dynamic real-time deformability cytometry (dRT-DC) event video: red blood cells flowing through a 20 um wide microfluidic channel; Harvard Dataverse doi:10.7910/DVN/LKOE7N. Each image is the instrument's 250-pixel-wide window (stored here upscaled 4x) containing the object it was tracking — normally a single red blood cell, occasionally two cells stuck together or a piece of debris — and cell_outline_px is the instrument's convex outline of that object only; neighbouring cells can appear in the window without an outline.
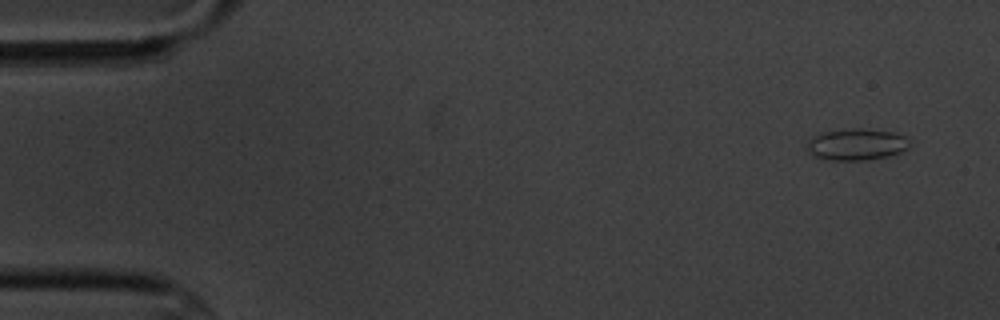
{"species": "common noctule bat (a hibernating species)", "species_latin": "Nyctalus noctula", "temperature_condition": "cold", "stored_images_in_passage": 3, "segment_of_instrument_passage": [1, 2], "camera_frame_rate_fps": 3000, "um_per_image_px": 0.085, "animal": {"sex": "male", "body_mass_g": 20.1, "forearm_length_mm": 53.5}, "frame": {"image": 1, "passage_image": 1, "time_ms": 0.0, "image_size_px": [1000, 320], "cell_outline_px": [[912, 144], [908, 148], [892, 156], [868, 160], [832, 160], [816, 156], [808, 148], [808, 140], [824, 132], [856, 128], [864, 128], [892, 132], [904, 136]], "centroid_in_image_um": [72.9, 12.28], "position_along_channel_um": 12.1, "area_um2": 18.67}}